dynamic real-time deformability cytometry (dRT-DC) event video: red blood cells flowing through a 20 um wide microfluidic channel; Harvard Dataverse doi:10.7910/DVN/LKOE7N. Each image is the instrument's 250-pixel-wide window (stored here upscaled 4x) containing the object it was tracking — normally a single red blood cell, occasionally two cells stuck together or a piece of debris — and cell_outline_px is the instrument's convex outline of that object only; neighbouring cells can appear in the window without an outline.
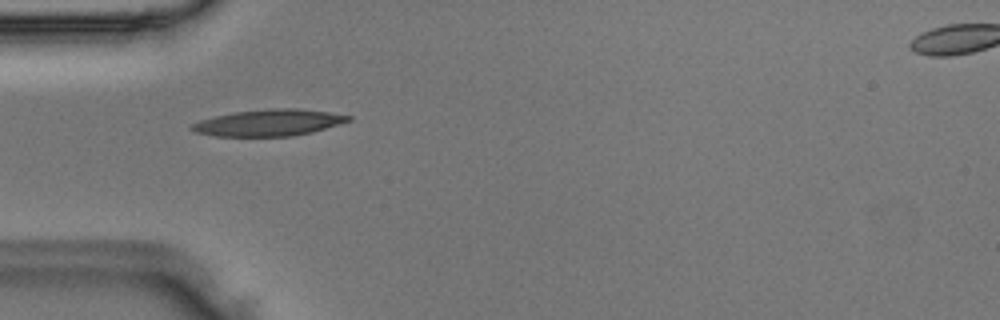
{"species": "Egyptian fruit bat (a non-hibernating species)", "species_latin": "Rousettus aegyptiacus", "temperature_condition": "room temperature", "stored_images_in_passage": 34, "camera_frame_rate_fps": 3000, "um_per_image_px": 0.085, "animal": {"sex": "male"}, "frame": {"image": 1, "passage_image": 1, "time_ms": 0.0, "image_size_px": [1000, 320], "cell_outline_px": [[352, 120], [312, 132], [292, 136], [216, 136], [196, 132], [188, 128], [192, 124], [200, 120], [216, 116], [236, 112], [276, 108], [296, 108], [328, 112], [352, 116]], "centroid_in_image_um": [22.86, 10.43], "position_along_channel_um": 62.1, "area_um2": 23.93}}
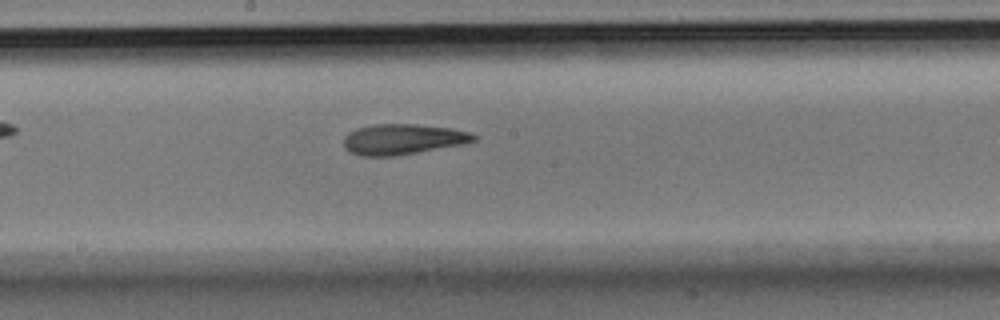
{"frame": {"image": 2, "passage_image": 12, "time_ms": 3.667, "image_size_px": [1000, 320], "cell_outline_px": [[480, 136], [476, 140], [464, 144], [396, 156], [360, 156], [348, 152], [344, 148], [344, 136], [348, 132], [356, 128], [376, 124], [416, 124], [452, 128], [468, 132]], "centroid_in_image_um": [34.23, 11.84], "position_along_channel_um": 214.0, "area_um2": 23.41}}
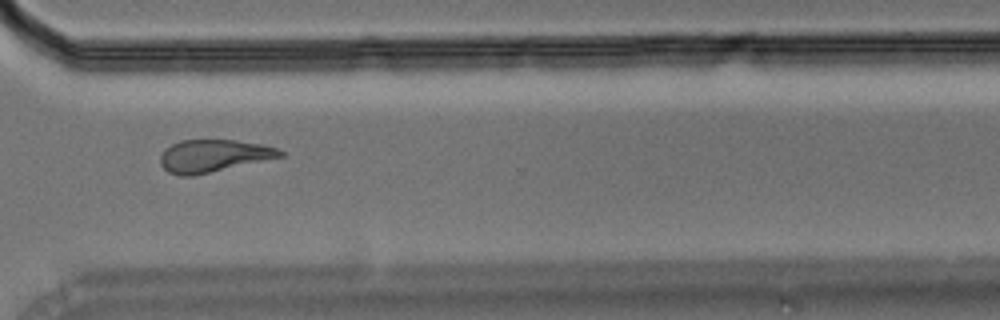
{"frame": {"image": 3, "passage_image": 22, "time_ms": 7.0, "image_size_px": [1000, 320], "cell_outline_px": [[284, 156], [192, 176], [180, 176], [168, 172], [160, 164], [160, 156], [164, 148], [180, 140], [236, 140], [260, 144], [276, 148], [284, 152]], "centroid_in_image_um": [18.1, 13.24], "position_along_channel_um": 352.5, "area_um2": 22.54}}